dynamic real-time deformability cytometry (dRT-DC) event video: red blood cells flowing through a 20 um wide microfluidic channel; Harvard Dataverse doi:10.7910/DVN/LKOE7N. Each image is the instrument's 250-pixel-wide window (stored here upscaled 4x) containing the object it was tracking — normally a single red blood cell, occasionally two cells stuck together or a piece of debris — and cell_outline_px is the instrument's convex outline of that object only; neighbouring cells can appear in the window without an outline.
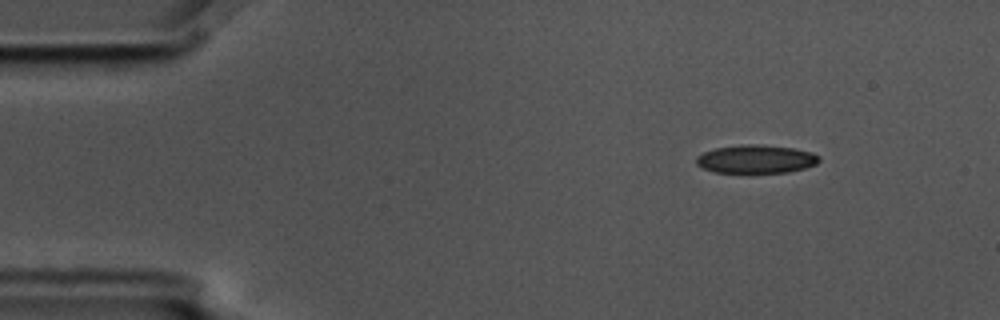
{"species": "common noctule bat (a hibernating species)", "species_latin": "Nyctalus noctula", "temperature_condition": "cold", "stored_images_in_passage": 8, "camera_frame_rate_fps": 3000, "um_per_image_px": 0.085, "animal": {"sex": "male", "body_mass_g": 17.5, "forearm_length_mm": 52.3}, "frame": {"image": 1, "passage_image": 2, "time_ms": 0.333, "image_size_px": [1000, 320], "cell_outline_px": [[820, 160], [816, 164], [804, 168], [788, 172], [748, 176], [712, 172], [696, 164], [696, 156], [704, 152], [716, 148], [740, 144], [752, 144], [792, 148], [812, 152], [820, 156]], "centroid_in_image_um": [64.22, 13.58], "position_along_channel_um": 20.8, "area_um2": 21.21}}
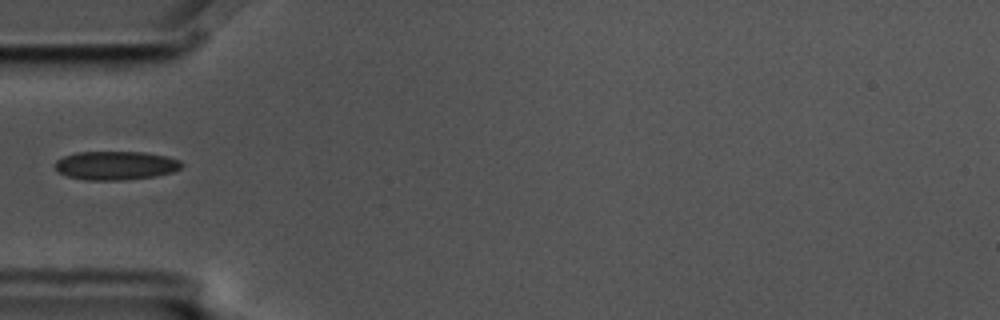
{"frame": {"image": 2, "passage_image": 5, "time_ms": 1.333, "image_size_px": [1000, 320], "cell_outline_px": [[184, 164], [180, 168], [172, 172], [156, 176], [124, 180], [88, 180], [68, 176], [56, 172], [52, 164], [56, 160], [64, 156], [76, 152], [144, 152], [164, 156], [180, 160]], "centroid_in_image_um": [9.79, 14.07], "position_along_channel_um": 75.2, "area_um2": 21.33}}